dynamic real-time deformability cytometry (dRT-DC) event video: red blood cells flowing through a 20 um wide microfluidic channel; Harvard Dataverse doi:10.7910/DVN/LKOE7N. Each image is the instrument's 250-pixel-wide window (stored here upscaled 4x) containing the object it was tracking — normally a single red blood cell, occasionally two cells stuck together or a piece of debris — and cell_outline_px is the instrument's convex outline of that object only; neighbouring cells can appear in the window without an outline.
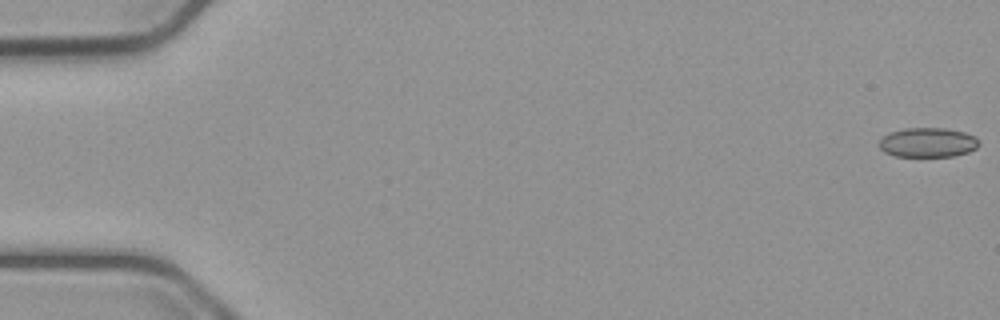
{"species": "common noctule bat (a hibernating species)", "species_latin": "Nyctalus noctula", "temperature_condition": "cold", "stored_images_in_passage": 54, "camera_frame_rate_fps": 3000, "um_per_image_px": 0.085, "animal": {"sex": "male", "body_mass_g": 23.1, "forearm_length_mm": 52.7}, "frame": {"image": 1, "passage_image": 1, "time_ms": 0.0, "image_size_px": [1000, 320], "cell_outline_px": [[980, 144], [976, 148], [968, 152], [952, 156], [896, 156], [884, 152], [880, 148], [880, 140], [884, 136], [892, 132], [904, 128], [944, 128], [964, 132], [976, 136]], "centroid_in_image_um": [78.89, 12.11], "position_along_channel_um": 6.1, "area_um2": 17.05}}
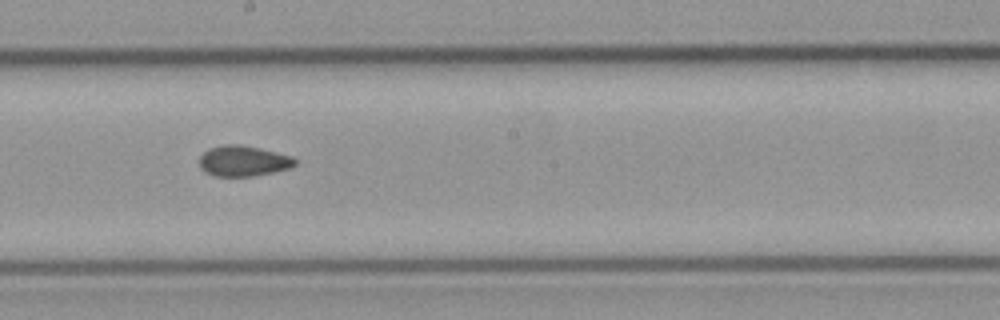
{"frame": {"image": 2, "passage_image": 31, "time_ms": 10.0, "image_size_px": [1000, 320], "cell_outline_px": [[296, 164], [288, 168], [272, 172], [252, 176], [216, 176], [204, 172], [200, 168], [200, 156], [208, 148], [224, 144], [240, 144], [260, 148], [292, 156], [296, 160]], "centroid_in_image_um": [20.65, 13.67], "position_along_channel_um": 227.6, "area_um2": 17.05}}
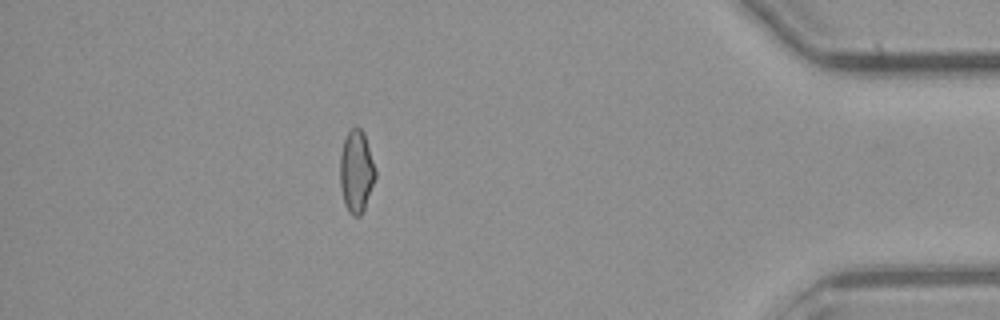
{"frame": {"image": 3, "passage_image": 49, "time_ms": 16.0, "image_size_px": [1000, 320], "cell_outline_px": [[376, 176], [364, 208], [360, 216], [352, 216], [348, 212], [344, 204], [340, 188], [340, 156], [344, 140], [348, 132], [352, 128], [360, 128], [364, 132], [376, 168]], "centroid_in_image_um": [30.28, 14.59], "position_along_channel_um": 404.9, "area_um2": 16.99}, "authors_computed_cell_mechanics": {"area_um2": 17.2533, "velocity_mm_per_s": 3.7701, "shape_relaxation_time_tau1_ms": null, "shape_relaxation_time_tau2_ms": 3.1873, "deformation_change_tau1": null, "deformation_change_tau2": 0.0664}}